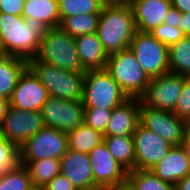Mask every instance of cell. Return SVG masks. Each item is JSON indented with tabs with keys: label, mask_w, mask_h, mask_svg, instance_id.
Masks as SVG:
<instances>
[{
	"label": "cell",
	"mask_w": 190,
	"mask_h": 190,
	"mask_svg": "<svg viewBox=\"0 0 190 190\" xmlns=\"http://www.w3.org/2000/svg\"><path fill=\"white\" fill-rule=\"evenodd\" d=\"M48 29L37 19L0 13V51L27 61L36 58Z\"/></svg>",
	"instance_id": "1"
},
{
	"label": "cell",
	"mask_w": 190,
	"mask_h": 190,
	"mask_svg": "<svg viewBox=\"0 0 190 190\" xmlns=\"http://www.w3.org/2000/svg\"><path fill=\"white\" fill-rule=\"evenodd\" d=\"M135 32L131 7L104 4L96 33L108 55L129 48Z\"/></svg>",
	"instance_id": "2"
},
{
	"label": "cell",
	"mask_w": 190,
	"mask_h": 190,
	"mask_svg": "<svg viewBox=\"0 0 190 190\" xmlns=\"http://www.w3.org/2000/svg\"><path fill=\"white\" fill-rule=\"evenodd\" d=\"M28 68L47 88L51 97L82 101L85 72H70L40 62L37 58L28 60Z\"/></svg>",
	"instance_id": "3"
},
{
	"label": "cell",
	"mask_w": 190,
	"mask_h": 190,
	"mask_svg": "<svg viewBox=\"0 0 190 190\" xmlns=\"http://www.w3.org/2000/svg\"><path fill=\"white\" fill-rule=\"evenodd\" d=\"M40 62L70 72H86L80 63L75 39L60 26L47 30L36 57Z\"/></svg>",
	"instance_id": "4"
},
{
	"label": "cell",
	"mask_w": 190,
	"mask_h": 190,
	"mask_svg": "<svg viewBox=\"0 0 190 190\" xmlns=\"http://www.w3.org/2000/svg\"><path fill=\"white\" fill-rule=\"evenodd\" d=\"M105 70L128 98H140L150 81L130 48L110 54Z\"/></svg>",
	"instance_id": "5"
},
{
	"label": "cell",
	"mask_w": 190,
	"mask_h": 190,
	"mask_svg": "<svg viewBox=\"0 0 190 190\" xmlns=\"http://www.w3.org/2000/svg\"><path fill=\"white\" fill-rule=\"evenodd\" d=\"M127 95L105 70H88L84 76V108L113 109L127 100Z\"/></svg>",
	"instance_id": "6"
},
{
	"label": "cell",
	"mask_w": 190,
	"mask_h": 190,
	"mask_svg": "<svg viewBox=\"0 0 190 190\" xmlns=\"http://www.w3.org/2000/svg\"><path fill=\"white\" fill-rule=\"evenodd\" d=\"M129 48L150 79L170 73L168 47L151 33L136 31Z\"/></svg>",
	"instance_id": "7"
},
{
	"label": "cell",
	"mask_w": 190,
	"mask_h": 190,
	"mask_svg": "<svg viewBox=\"0 0 190 190\" xmlns=\"http://www.w3.org/2000/svg\"><path fill=\"white\" fill-rule=\"evenodd\" d=\"M68 149L67 133L51 127H43L18 148L19 161L60 159Z\"/></svg>",
	"instance_id": "8"
},
{
	"label": "cell",
	"mask_w": 190,
	"mask_h": 190,
	"mask_svg": "<svg viewBox=\"0 0 190 190\" xmlns=\"http://www.w3.org/2000/svg\"><path fill=\"white\" fill-rule=\"evenodd\" d=\"M187 78L173 73L151 78L140 101L147 107L173 112Z\"/></svg>",
	"instance_id": "9"
},
{
	"label": "cell",
	"mask_w": 190,
	"mask_h": 190,
	"mask_svg": "<svg viewBox=\"0 0 190 190\" xmlns=\"http://www.w3.org/2000/svg\"><path fill=\"white\" fill-rule=\"evenodd\" d=\"M140 124L160 135L172 146L183 145L185 129L188 125L172 111L150 108L142 102L140 105Z\"/></svg>",
	"instance_id": "10"
},
{
	"label": "cell",
	"mask_w": 190,
	"mask_h": 190,
	"mask_svg": "<svg viewBox=\"0 0 190 190\" xmlns=\"http://www.w3.org/2000/svg\"><path fill=\"white\" fill-rule=\"evenodd\" d=\"M43 127L40 111H22L10 106L0 124V134L19 148Z\"/></svg>",
	"instance_id": "11"
},
{
	"label": "cell",
	"mask_w": 190,
	"mask_h": 190,
	"mask_svg": "<svg viewBox=\"0 0 190 190\" xmlns=\"http://www.w3.org/2000/svg\"><path fill=\"white\" fill-rule=\"evenodd\" d=\"M40 112L46 127L66 133L84 123L82 101L63 100L50 96Z\"/></svg>",
	"instance_id": "12"
},
{
	"label": "cell",
	"mask_w": 190,
	"mask_h": 190,
	"mask_svg": "<svg viewBox=\"0 0 190 190\" xmlns=\"http://www.w3.org/2000/svg\"><path fill=\"white\" fill-rule=\"evenodd\" d=\"M135 169L151 170L169 152L172 145L140 123L133 133Z\"/></svg>",
	"instance_id": "13"
},
{
	"label": "cell",
	"mask_w": 190,
	"mask_h": 190,
	"mask_svg": "<svg viewBox=\"0 0 190 190\" xmlns=\"http://www.w3.org/2000/svg\"><path fill=\"white\" fill-rule=\"evenodd\" d=\"M94 183L98 188H113L128 178L124 168L110 153L104 141L88 154Z\"/></svg>",
	"instance_id": "14"
},
{
	"label": "cell",
	"mask_w": 190,
	"mask_h": 190,
	"mask_svg": "<svg viewBox=\"0 0 190 190\" xmlns=\"http://www.w3.org/2000/svg\"><path fill=\"white\" fill-rule=\"evenodd\" d=\"M49 97L47 88L27 68L13 90L9 103L22 111H40Z\"/></svg>",
	"instance_id": "15"
},
{
	"label": "cell",
	"mask_w": 190,
	"mask_h": 190,
	"mask_svg": "<svg viewBox=\"0 0 190 190\" xmlns=\"http://www.w3.org/2000/svg\"><path fill=\"white\" fill-rule=\"evenodd\" d=\"M61 173L78 190H93L98 188L94 183L93 171L89 156L86 153L67 149L60 158Z\"/></svg>",
	"instance_id": "16"
},
{
	"label": "cell",
	"mask_w": 190,
	"mask_h": 190,
	"mask_svg": "<svg viewBox=\"0 0 190 190\" xmlns=\"http://www.w3.org/2000/svg\"><path fill=\"white\" fill-rule=\"evenodd\" d=\"M140 98H128L113 108L104 136H132L140 123Z\"/></svg>",
	"instance_id": "17"
},
{
	"label": "cell",
	"mask_w": 190,
	"mask_h": 190,
	"mask_svg": "<svg viewBox=\"0 0 190 190\" xmlns=\"http://www.w3.org/2000/svg\"><path fill=\"white\" fill-rule=\"evenodd\" d=\"M171 6V0L133 1L131 9L136 31L150 33L159 24L164 23Z\"/></svg>",
	"instance_id": "18"
},
{
	"label": "cell",
	"mask_w": 190,
	"mask_h": 190,
	"mask_svg": "<svg viewBox=\"0 0 190 190\" xmlns=\"http://www.w3.org/2000/svg\"><path fill=\"white\" fill-rule=\"evenodd\" d=\"M150 171L162 181L175 186L181 179L190 174V160L186 148L183 145L172 146Z\"/></svg>",
	"instance_id": "19"
},
{
	"label": "cell",
	"mask_w": 190,
	"mask_h": 190,
	"mask_svg": "<svg viewBox=\"0 0 190 190\" xmlns=\"http://www.w3.org/2000/svg\"><path fill=\"white\" fill-rule=\"evenodd\" d=\"M74 39L80 63L85 71L105 69L109 55L97 33L84 34Z\"/></svg>",
	"instance_id": "20"
},
{
	"label": "cell",
	"mask_w": 190,
	"mask_h": 190,
	"mask_svg": "<svg viewBox=\"0 0 190 190\" xmlns=\"http://www.w3.org/2000/svg\"><path fill=\"white\" fill-rule=\"evenodd\" d=\"M28 61L19 57L0 55V96L10 99Z\"/></svg>",
	"instance_id": "21"
},
{
	"label": "cell",
	"mask_w": 190,
	"mask_h": 190,
	"mask_svg": "<svg viewBox=\"0 0 190 190\" xmlns=\"http://www.w3.org/2000/svg\"><path fill=\"white\" fill-rule=\"evenodd\" d=\"M22 16L37 19L48 28L59 27L58 0H25Z\"/></svg>",
	"instance_id": "22"
},
{
	"label": "cell",
	"mask_w": 190,
	"mask_h": 190,
	"mask_svg": "<svg viewBox=\"0 0 190 190\" xmlns=\"http://www.w3.org/2000/svg\"><path fill=\"white\" fill-rule=\"evenodd\" d=\"M24 165L31 179L32 186L44 187L46 186L57 174L61 173L60 159L47 158L37 161H19Z\"/></svg>",
	"instance_id": "23"
},
{
	"label": "cell",
	"mask_w": 190,
	"mask_h": 190,
	"mask_svg": "<svg viewBox=\"0 0 190 190\" xmlns=\"http://www.w3.org/2000/svg\"><path fill=\"white\" fill-rule=\"evenodd\" d=\"M104 139V135L85 123L67 132L68 149L89 154Z\"/></svg>",
	"instance_id": "24"
},
{
	"label": "cell",
	"mask_w": 190,
	"mask_h": 190,
	"mask_svg": "<svg viewBox=\"0 0 190 190\" xmlns=\"http://www.w3.org/2000/svg\"><path fill=\"white\" fill-rule=\"evenodd\" d=\"M112 156L128 171L135 169V151L133 136H104Z\"/></svg>",
	"instance_id": "25"
},
{
	"label": "cell",
	"mask_w": 190,
	"mask_h": 190,
	"mask_svg": "<svg viewBox=\"0 0 190 190\" xmlns=\"http://www.w3.org/2000/svg\"><path fill=\"white\" fill-rule=\"evenodd\" d=\"M168 62L170 73L190 77V37L168 47Z\"/></svg>",
	"instance_id": "26"
},
{
	"label": "cell",
	"mask_w": 190,
	"mask_h": 190,
	"mask_svg": "<svg viewBox=\"0 0 190 190\" xmlns=\"http://www.w3.org/2000/svg\"><path fill=\"white\" fill-rule=\"evenodd\" d=\"M100 13H89L64 18L60 27L73 38L90 33H96Z\"/></svg>",
	"instance_id": "27"
},
{
	"label": "cell",
	"mask_w": 190,
	"mask_h": 190,
	"mask_svg": "<svg viewBox=\"0 0 190 190\" xmlns=\"http://www.w3.org/2000/svg\"><path fill=\"white\" fill-rule=\"evenodd\" d=\"M103 0H58L60 23L68 16L101 13Z\"/></svg>",
	"instance_id": "28"
},
{
	"label": "cell",
	"mask_w": 190,
	"mask_h": 190,
	"mask_svg": "<svg viewBox=\"0 0 190 190\" xmlns=\"http://www.w3.org/2000/svg\"><path fill=\"white\" fill-rule=\"evenodd\" d=\"M127 179L137 190H175L173 184L162 181L150 170L128 171Z\"/></svg>",
	"instance_id": "29"
},
{
	"label": "cell",
	"mask_w": 190,
	"mask_h": 190,
	"mask_svg": "<svg viewBox=\"0 0 190 190\" xmlns=\"http://www.w3.org/2000/svg\"><path fill=\"white\" fill-rule=\"evenodd\" d=\"M32 187L29 172L20 163L0 178V190H29Z\"/></svg>",
	"instance_id": "30"
},
{
	"label": "cell",
	"mask_w": 190,
	"mask_h": 190,
	"mask_svg": "<svg viewBox=\"0 0 190 190\" xmlns=\"http://www.w3.org/2000/svg\"><path fill=\"white\" fill-rule=\"evenodd\" d=\"M18 163V148L0 134V178Z\"/></svg>",
	"instance_id": "31"
},
{
	"label": "cell",
	"mask_w": 190,
	"mask_h": 190,
	"mask_svg": "<svg viewBox=\"0 0 190 190\" xmlns=\"http://www.w3.org/2000/svg\"><path fill=\"white\" fill-rule=\"evenodd\" d=\"M113 109L84 108V123L94 130L105 133Z\"/></svg>",
	"instance_id": "32"
},
{
	"label": "cell",
	"mask_w": 190,
	"mask_h": 190,
	"mask_svg": "<svg viewBox=\"0 0 190 190\" xmlns=\"http://www.w3.org/2000/svg\"><path fill=\"white\" fill-rule=\"evenodd\" d=\"M158 41L165 44L167 47L177 43L185 37L180 28L170 27V25L162 23L150 32Z\"/></svg>",
	"instance_id": "33"
},
{
	"label": "cell",
	"mask_w": 190,
	"mask_h": 190,
	"mask_svg": "<svg viewBox=\"0 0 190 190\" xmlns=\"http://www.w3.org/2000/svg\"><path fill=\"white\" fill-rule=\"evenodd\" d=\"M173 113L180 119L190 121V77L184 81L182 92L178 97Z\"/></svg>",
	"instance_id": "34"
},
{
	"label": "cell",
	"mask_w": 190,
	"mask_h": 190,
	"mask_svg": "<svg viewBox=\"0 0 190 190\" xmlns=\"http://www.w3.org/2000/svg\"><path fill=\"white\" fill-rule=\"evenodd\" d=\"M25 0H0V13L22 16Z\"/></svg>",
	"instance_id": "35"
},
{
	"label": "cell",
	"mask_w": 190,
	"mask_h": 190,
	"mask_svg": "<svg viewBox=\"0 0 190 190\" xmlns=\"http://www.w3.org/2000/svg\"><path fill=\"white\" fill-rule=\"evenodd\" d=\"M44 190H78L75 186L62 174H57L46 186Z\"/></svg>",
	"instance_id": "36"
},
{
	"label": "cell",
	"mask_w": 190,
	"mask_h": 190,
	"mask_svg": "<svg viewBox=\"0 0 190 190\" xmlns=\"http://www.w3.org/2000/svg\"><path fill=\"white\" fill-rule=\"evenodd\" d=\"M181 18L182 13L178 9L171 6L168 11V16L165 17L164 23L170 25V27L172 26L173 28H179Z\"/></svg>",
	"instance_id": "37"
},
{
	"label": "cell",
	"mask_w": 190,
	"mask_h": 190,
	"mask_svg": "<svg viewBox=\"0 0 190 190\" xmlns=\"http://www.w3.org/2000/svg\"><path fill=\"white\" fill-rule=\"evenodd\" d=\"M179 28L183 31L185 36L190 37V12L182 13Z\"/></svg>",
	"instance_id": "38"
},
{
	"label": "cell",
	"mask_w": 190,
	"mask_h": 190,
	"mask_svg": "<svg viewBox=\"0 0 190 190\" xmlns=\"http://www.w3.org/2000/svg\"><path fill=\"white\" fill-rule=\"evenodd\" d=\"M171 5L181 13L190 12V0H171Z\"/></svg>",
	"instance_id": "39"
},
{
	"label": "cell",
	"mask_w": 190,
	"mask_h": 190,
	"mask_svg": "<svg viewBox=\"0 0 190 190\" xmlns=\"http://www.w3.org/2000/svg\"><path fill=\"white\" fill-rule=\"evenodd\" d=\"M9 107V100L0 96V124L2 123L4 116L7 114Z\"/></svg>",
	"instance_id": "40"
},
{
	"label": "cell",
	"mask_w": 190,
	"mask_h": 190,
	"mask_svg": "<svg viewBox=\"0 0 190 190\" xmlns=\"http://www.w3.org/2000/svg\"><path fill=\"white\" fill-rule=\"evenodd\" d=\"M133 0H103L105 5L131 7Z\"/></svg>",
	"instance_id": "41"
},
{
	"label": "cell",
	"mask_w": 190,
	"mask_h": 190,
	"mask_svg": "<svg viewBox=\"0 0 190 190\" xmlns=\"http://www.w3.org/2000/svg\"><path fill=\"white\" fill-rule=\"evenodd\" d=\"M175 190H190V174L175 185Z\"/></svg>",
	"instance_id": "42"
},
{
	"label": "cell",
	"mask_w": 190,
	"mask_h": 190,
	"mask_svg": "<svg viewBox=\"0 0 190 190\" xmlns=\"http://www.w3.org/2000/svg\"><path fill=\"white\" fill-rule=\"evenodd\" d=\"M111 190H137L133 184L127 179L126 181L111 188Z\"/></svg>",
	"instance_id": "43"
},
{
	"label": "cell",
	"mask_w": 190,
	"mask_h": 190,
	"mask_svg": "<svg viewBox=\"0 0 190 190\" xmlns=\"http://www.w3.org/2000/svg\"><path fill=\"white\" fill-rule=\"evenodd\" d=\"M183 146L187 150L188 158L190 160V125L188 124L185 129L184 143Z\"/></svg>",
	"instance_id": "44"
},
{
	"label": "cell",
	"mask_w": 190,
	"mask_h": 190,
	"mask_svg": "<svg viewBox=\"0 0 190 190\" xmlns=\"http://www.w3.org/2000/svg\"><path fill=\"white\" fill-rule=\"evenodd\" d=\"M29 190H44L42 187H32L31 189H29Z\"/></svg>",
	"instance_id": "45"
},
{
	"label": "cell",
	"mask_w": 190,
	"mask_h": 190,
	"mask_svg": "<svg viewBox=\"0 0 190 190\" xmlns=\"http://www.w3.org/2000/svg\"><path fill=\"white\" fill-rule=\"evenodd\" d=\"M93 190H111L110 188H96V189H93Z\"/></svg>",
	"instance_id": "46"
}]
</instances>
